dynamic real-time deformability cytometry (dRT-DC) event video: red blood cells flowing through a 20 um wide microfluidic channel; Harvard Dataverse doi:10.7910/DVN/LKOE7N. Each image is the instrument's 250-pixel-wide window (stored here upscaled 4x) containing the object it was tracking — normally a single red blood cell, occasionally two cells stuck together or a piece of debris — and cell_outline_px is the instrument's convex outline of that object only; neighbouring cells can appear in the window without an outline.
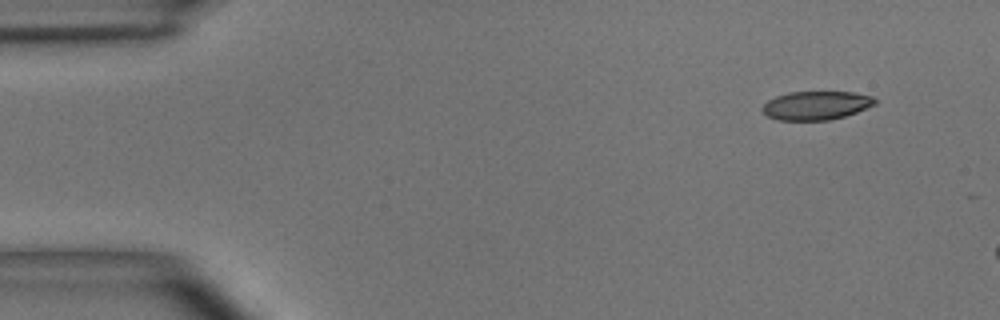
{"species": "common noctule bat (a hibernating species)", "species_latin": "Nyctalus noctula", "temperature_condition": "room temperature", "stored_images_in_passage": 4, "segment_of_instrument_passage": [2, 2], "camera_frame_rate_fps": 3000, "um_per_image_px": 0.085, "animal": {"sex": "male", "body_mass_g": 15.6}, "frame": {"image": 1, "passage_image": 4, "time_ms": 3.667, "image_size_px": [1000, 320], "cell_outline_px": [[876, 104], [868, 108], [844, 116], [828, 120], [780, 120], [768, 116], [760, 108], [768, 100], [776, 96], [788, 92], [852, 92], [872, 96], [876, 100]], "centroid_in_image_um": [69.38, 8.96], "position_along_channel_um": 15.6, "area_um2": 18.73}}